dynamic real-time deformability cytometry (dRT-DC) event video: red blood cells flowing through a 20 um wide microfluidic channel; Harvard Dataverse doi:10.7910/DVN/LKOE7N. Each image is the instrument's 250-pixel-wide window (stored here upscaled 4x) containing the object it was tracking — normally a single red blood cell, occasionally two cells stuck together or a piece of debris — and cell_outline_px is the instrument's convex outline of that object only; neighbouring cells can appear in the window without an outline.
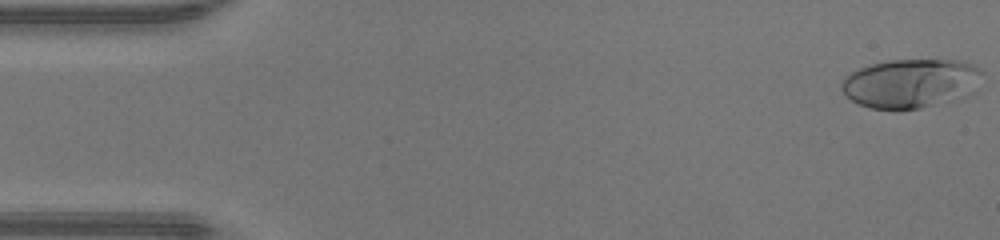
{"species": "human", "species_latin": "Homo sapiens", "temperature_condition": "warm", "stored_images_in_passage": 47, "camera_frame_rate_fps": 3000, "um_per_image_px": 0.085, "donor": {"sex": "male"}, "frame": {"image": 1, "passage_image": 1, "time_ms": 0.0, "image_size_px": [1000, 240], "cell_outline_px": [[984, 72], [976, 92], [968, 96], [920, 108], [872, 108], [860, 104], [852, 100], [840, 88], [840, 84], [844, 76], [860, 68], [872, 64], [888, 60], [960, 60], [972, 64]], "centroid_in_image_um": [77.47, 7.06], "position_along_channel_um": 7.5, "area_um2": 40.23}}
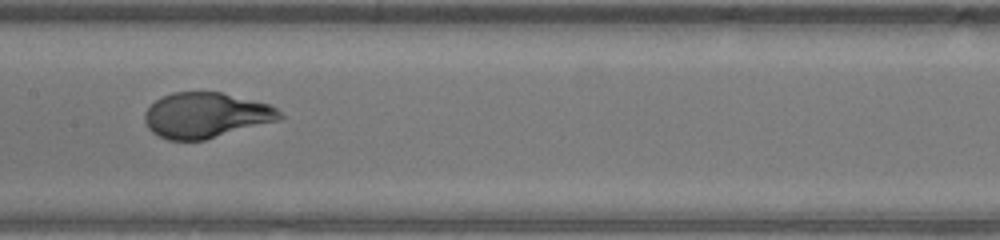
{"frame": {"image": 2, "passage_image": 23, "time_ms": 7.333, "image_size_px": [1000, 240], "cell_outline_px": [[284, 116], [280, 120], [204, 140], [168, 140], [152, 132], [148, 128], [144, 120], [144, 112], [160, 96], [172, 92], [220, 92], [268, 104], [276, 108]], "centroid_in_image_um": [17.48, 9.8], "position_along_channel_um": 189.9, "area_um2": 35.6}}
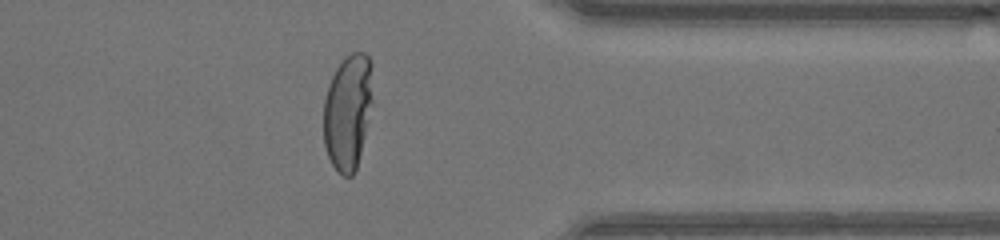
{"frame": {"image": 3, "passage_image": 37, "time_ms": 12.0, "image_size_px": [1000, 240], "cell_outline_px": [[372, 104], [356, 168], [352, 176], [344, 176], [332, 164], [328, 156], [324, 144], [324, 100], [328, 84], [336, 68], [352, 52], [364, 52], [368, 56], [372, 64]], "centroid_in_image_um": [29.57, 9.46], "position_along_channel_um": 381.8, "area_um2": 32.77}, "authors_computed_cell_mechanics": {"area_um2": 36.125, "velocity_mm_per_s": 4.4018, "shape_relaxation_time_tau1_ms": 4.3693, "shape_relaxation_time_tau2_ms": null, "deformation_change_tau1": 0.3083, "deformation_change_tau2": null}}